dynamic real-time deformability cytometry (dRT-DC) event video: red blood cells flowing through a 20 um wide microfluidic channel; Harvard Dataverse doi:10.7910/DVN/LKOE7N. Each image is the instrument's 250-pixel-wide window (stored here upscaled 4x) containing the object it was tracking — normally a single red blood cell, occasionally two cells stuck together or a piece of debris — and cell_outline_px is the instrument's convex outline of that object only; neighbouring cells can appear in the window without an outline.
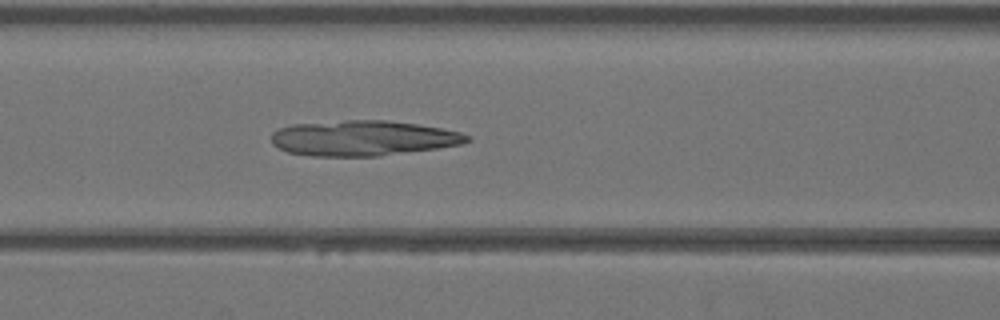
{"species": "Egyptian fruit bat (a non-hibernating species)", "species_latin": "Rousettus aegyptiacus", "temperature_condition": "warm", "stored_images_in_passage": 43, "camera_frame_rate_fps": 3000, "um_per_image_px": 0.085, "animal": {"sex": "female"}, "frame": {"image": 1, "passage_image": 18, "time_ms": 5.667, "image_size_px": [1000, 320], "cell_outline_px": [[472, 140], [460, 144], [436, 148], [380, 156], [312, 156], [288, 152], [272, 144], [272, 132], [280, 128], [292, 124], [344, 120], [388, 120], [416, 124], [440, 128], [460, 132], [472, 136]], "centroid_in_image_um": [30.85, 11.74], "position_along_channel_um": 135.7, "area_um2": 40.23}}
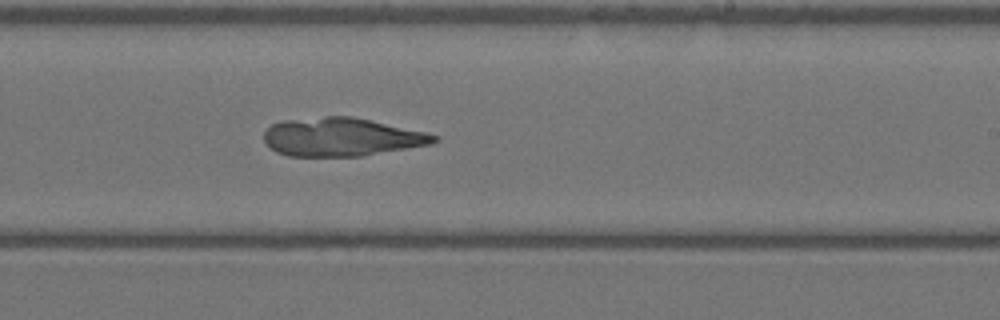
{"frame": {"image": 2, "passage_image": 26, "time_ms": 8.333, "image_size_px": [1000, 320], "cell_outline_px": [[440, 140], [432, 144], [364, 156], [288, 156], [276, 152], [264, 140], [264, 132], [272, 124], [284, 120], [324, 116], [352, 116], [428, 132], [440, 136]], "centroid_in_image_um": [29.09, 11.64], "position_along_channel_um": 259.9, "area_um2": 38.32}}
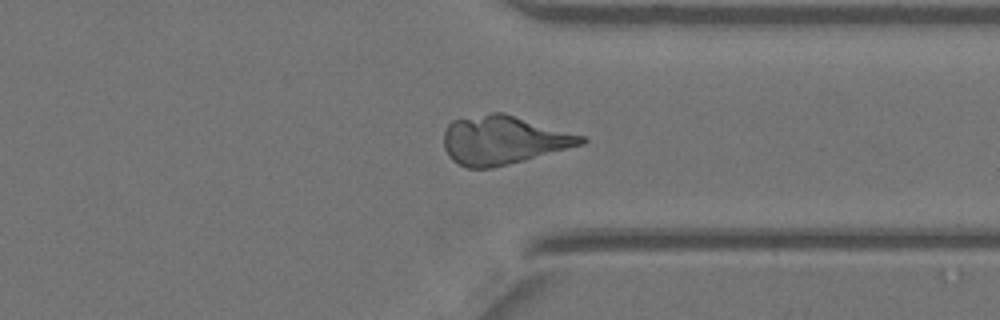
{"frame": {"image": 3, "passage_image": 33, "time_ms": 10.667, "image_size_px": [1000, 320], "cell_outline_px": [[588, 140], [584, 144], [524, 160], [492, 168], [468, 168], [452, 160], [448, 156], [444, 148], [444, 132], [448, 124], [452, 120], [492, 112], [504, 112], [588, 136]], "centroid_in_image_um": [42.82, 11.89], "position_along_channel_um": 368.6, "area_um2": 39.25}}